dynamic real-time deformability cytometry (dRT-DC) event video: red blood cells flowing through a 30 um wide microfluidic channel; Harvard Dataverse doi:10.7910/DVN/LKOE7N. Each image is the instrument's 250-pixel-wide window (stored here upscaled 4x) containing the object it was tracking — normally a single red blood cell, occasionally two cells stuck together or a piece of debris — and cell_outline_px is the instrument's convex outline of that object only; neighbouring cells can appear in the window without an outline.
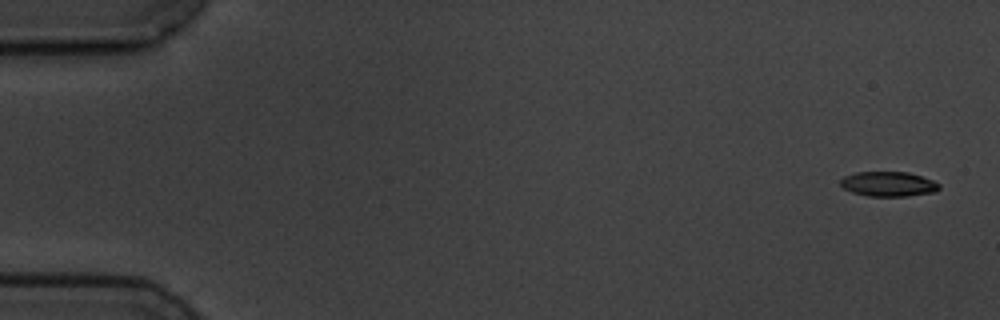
{"species": "common noctule bat (a hibernating species)", "species_latin": "Nyctalus noctula", "temperature_condition": "cold", "stored_images_in_passage": 5, "camera_frame_rate_fps": 3000, "um_per_image_px": 0.085, "animal": {"sex": "male", "body_mass_g": 19.5, "forearm_length_mm": 54.6}, "frame": {"image": 1, "passage_image": 1, "time_ms": 0.0, "image_size_px": [1000, 320], "cell_outline_px": [[940, 188], [936, 192], [908, 196], [868, 196], [852, 192], [844, 188], [840, 184], [840, 180], [844, 176], [856, 172], [908, 172], [932, 180], [940, 184]], "centroid_in_image_um": [75.52, 15.64], "position_along_channel_um": 9.5, "area_um2": 14.28}}
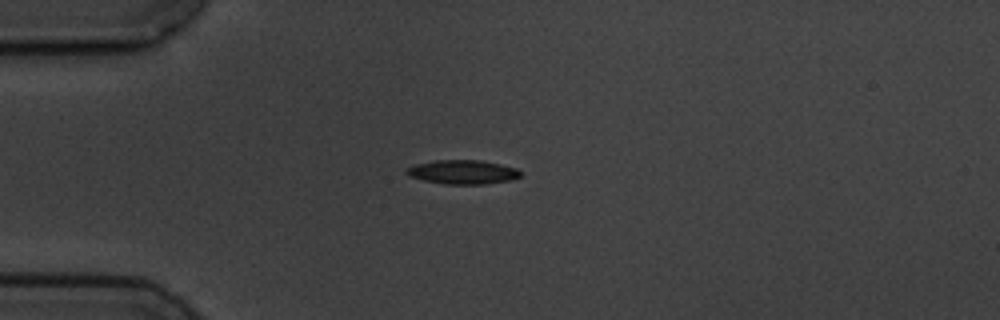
{"frame": {"image": 2, "passage_image": 4, "time_ms": 4.333, "image_size_px": [1000, 320], "cell_outline_px": [[524, 172], [520, 176], [512, 180], [484, 184], [444, 184], [424, 180], [408, 176], [404, 172], [408, 168], [416, 164], [436, 160], [480, 160], [500, 164], [516, 168]], "centroid_in_image_um": [39.36, 14.62], "position_along_channel_um": 45.6, "area_um2": 16.01}}